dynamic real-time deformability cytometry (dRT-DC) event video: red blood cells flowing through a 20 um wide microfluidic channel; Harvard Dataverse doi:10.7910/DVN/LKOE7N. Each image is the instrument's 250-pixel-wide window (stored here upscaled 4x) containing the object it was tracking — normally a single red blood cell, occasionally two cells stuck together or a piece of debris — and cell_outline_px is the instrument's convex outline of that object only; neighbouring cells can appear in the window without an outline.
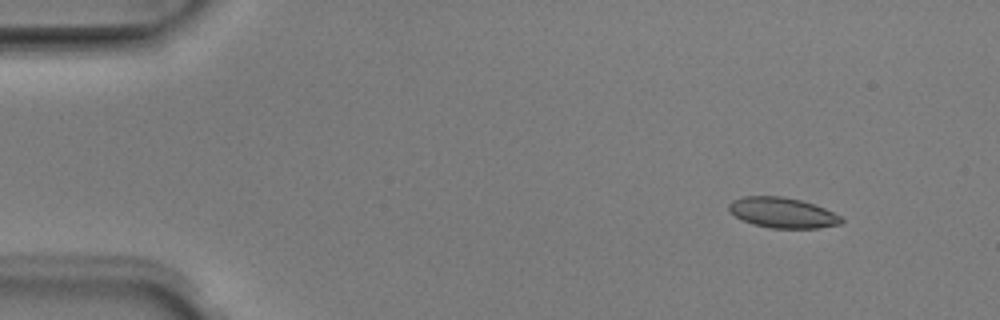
{"species": "Egyptian fruit bat (a non-hibernating species)", "species_latin": "Rousettus aegyptiacus", "temperature_condition": "room temperature", "stored_images_in_passage": 5, "camera_frame_rate_fps": 3000, "um_per_image_px": 0.085, "animal": {"sex": "male"}, "frame": {"image": 1, "passage_image": 2, "time_ms": 0.333, "image_size_px": [1000, 320], "cell_outline_px": [[844, 220], [840, 224], [816, 228], [768, 228], [752, 224], [736, 216], [728, 208], [728, 204], [732, 200], [744, 196], [780, 196], [800, 200], [824, 208], [840, 216]], "centroid_in_image_um": [66.49, 18.08], "position_along_channel_um": 18.5, "area_um2": 19.71}}
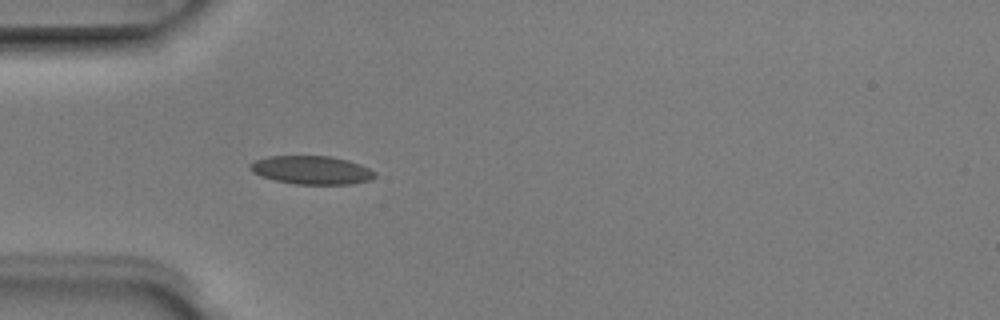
{"frame": {"image": 2, "passage_image": 5, "time_ms": 1.333, "image_size_px": [1000, 320], "cell_outline_px": [[376, 176], [372, 180], [352, 184], [296, 184], [276, 180], [260, 176], [252, 172], [248, 168], [248, 164], [256, 160], [268, 156], [332, 156], [348, 160], [360, 164], [376, 172]], "centroid_in_image_um": [26.49, 14.45], "position_along_channel_um": 58.5, "area_um2": 20.81}}